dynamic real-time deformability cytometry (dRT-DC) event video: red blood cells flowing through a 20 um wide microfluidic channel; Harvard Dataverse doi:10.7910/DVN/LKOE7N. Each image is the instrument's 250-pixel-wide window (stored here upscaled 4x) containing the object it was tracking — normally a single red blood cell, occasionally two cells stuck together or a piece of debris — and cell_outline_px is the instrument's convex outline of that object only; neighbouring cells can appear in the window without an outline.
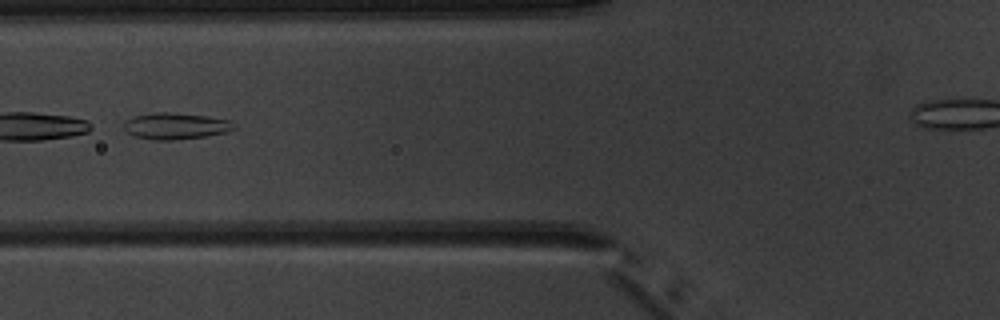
{"species": "common noctule bat (a hibernating species)", "species_latin": "Nyctalus noctula", "temperature_condition": "warm", "stored_images_in_passage": 5, "camera_frame_rate_fps": 3000, "um_per_image_px": 0.085, "animal": {"sex": "male", "body_mass_g": 20.1, "forearm_length_mm": 53.5}, "frame": {"image": 1, "passage_image": 5, "time_ms": 4.667, "image_size_px": [1000, 320], "cell_outline_px": [[236, 128], [228, 132], [208, 136], [172, 140], [152, 140], [132, 136], [124, 128], [124, 124], [128, 120], [136, 116], [156, 112], [168, 112], [204, 116], [232, 120], [236, 124]], "centroid_in_image_um": [14.99, 10.73], "position_along_channel_um": 110.8, "area_um2": 16.99}}